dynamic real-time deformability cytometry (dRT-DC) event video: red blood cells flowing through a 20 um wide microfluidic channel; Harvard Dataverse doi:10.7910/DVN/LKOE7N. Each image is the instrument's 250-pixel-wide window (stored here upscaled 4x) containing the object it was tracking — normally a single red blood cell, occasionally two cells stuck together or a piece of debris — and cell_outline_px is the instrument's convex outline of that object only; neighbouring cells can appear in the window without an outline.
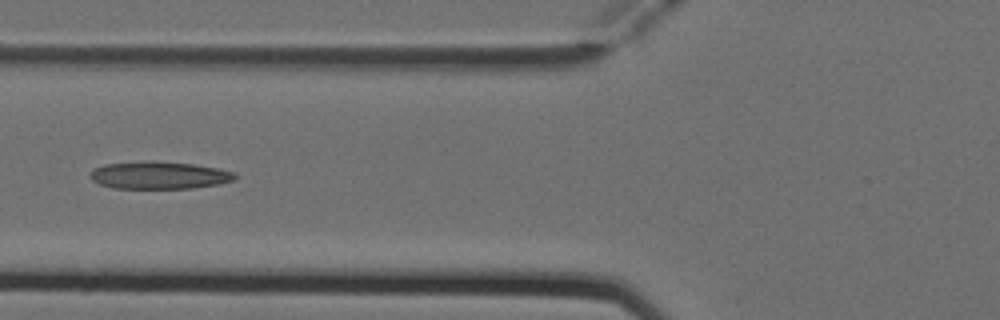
{"species": "Egyptian fruit bat (a non-hibernating species)", "species_latin": "Rousettus aegyptiacus", "temperature_condition": "cold", "stored_images_in_passage": 6, "camera_frame_rate_fps": 3000, "um_per_image_px": 0.085, "animal": {"sex": "female"}, "frame": {"image": 1, "passage_image": 5, "time_ms": 1.333, "image_size_px": [1000, 320], "cell_outline_px": [[236, 180], [220, 184], [192, 188], [112, 188], [100, 184], [92, 180], [88, 176], [92, 168], [104, 164], [144, 160], [148, 160], [192, 164], [220, 168], [236, 172]], "centroid_in_image_um": [13.52, 14.88], "position_along_channel_um": 112.3, "area_um2": 23.58}}
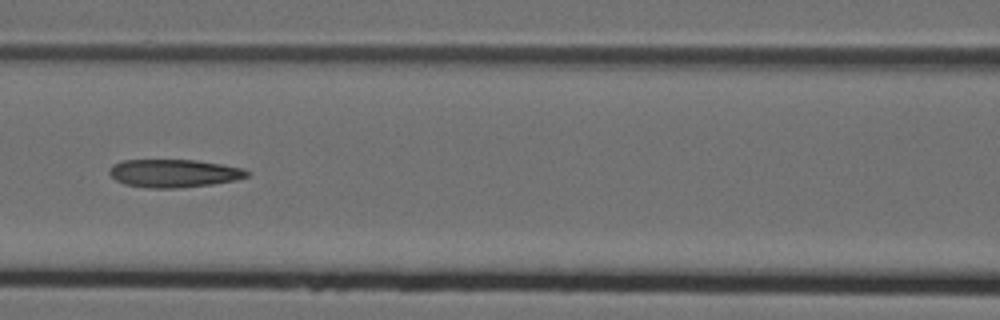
{"frame": {"image": 2, "passage_image": 6, "time_ms": 1.667, "image_size_px": [1000, 320], "cell_outline_px": [[252, 172], [248, 176], [236, 180], [212, 184], [176, 188], [144, 188], [124, 184], [116, 180], [108, 172], [112, 164], [124, 160], [196, 160], [244, 168]], "centroid_in_image_um": [14.79, 14.73], "position_along_channel_um": 151.8, "area_um2": 22.6}}